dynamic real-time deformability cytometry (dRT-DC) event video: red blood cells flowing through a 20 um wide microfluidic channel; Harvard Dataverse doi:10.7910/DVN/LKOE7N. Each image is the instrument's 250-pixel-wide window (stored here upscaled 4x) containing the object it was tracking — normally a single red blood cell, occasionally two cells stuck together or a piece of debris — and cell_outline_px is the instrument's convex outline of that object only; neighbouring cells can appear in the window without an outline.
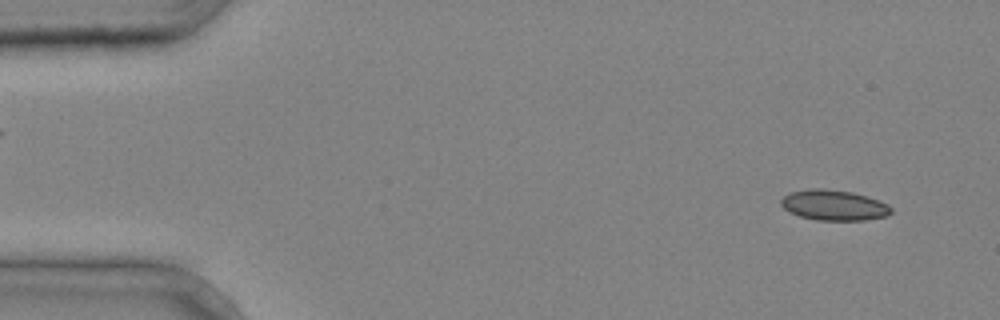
{"species": "common noctule bat (a hibernating species)", "species_latin": "Nyctalus noctula", "temperature_condition": "cold", "stored_images_in_passage": 41, "camera_frame_rate_fps": 3000, "um_per_image_px": 0.085, "animal": {"sex": "male", "body_mass_g": 20.4}, "frame": {"image": 1, "passage_image": 2, "time_ms": 0.333, "image_size_px": [1000, 320], "cell_outline_px": [[892, 212], [888, 216], [864, 220], [816, 220], [800, 216], [788, 212], [780, 204], [780, 200], [788, 192], [808, 188], [824, 188], [852, 192], [868, 196], [888, 204], [892, 208]], "centroid_in_image_um": [70.86, 17.43], "position_along_channel_um": 14.1, "area_um2": 19.83}}